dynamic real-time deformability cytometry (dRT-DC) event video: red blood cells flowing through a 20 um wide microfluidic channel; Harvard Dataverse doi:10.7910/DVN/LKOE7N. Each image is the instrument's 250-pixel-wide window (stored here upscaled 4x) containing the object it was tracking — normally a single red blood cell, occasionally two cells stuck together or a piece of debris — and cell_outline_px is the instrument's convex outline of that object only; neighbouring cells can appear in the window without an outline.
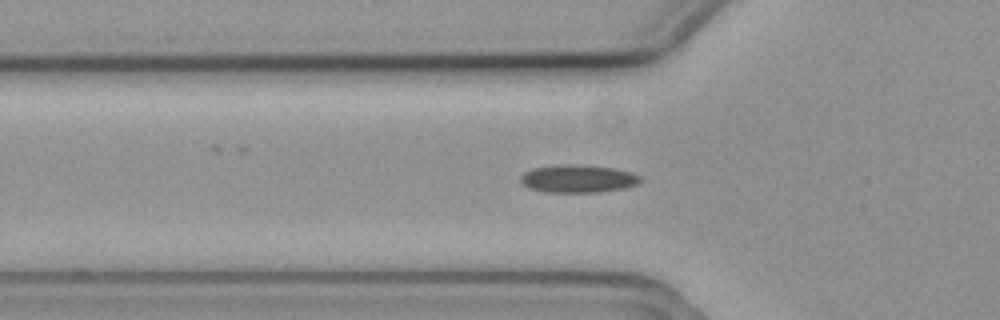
{"species": "common noctule bat (a hibernating species)", "species_latin": "Nyctalus noctula", "temperature_condition": "cold", "stored_images_in_passage": 39, "camera_frame_rate_fps": 3000, "um_per_image_px": 0.085, "animal": {"sex": "female", "body_mass_g": 19.3, "forearm_length_mm": 54.1}, "frame": {"image": 1, "passage_image": 7, "time_ms": 2.0, "image_size_px": [1000, 320], "cell_outline_px": [[640, 180], [636, 184], [624, 188], [600, 192], [544, 192], [528, 188], [520, 184], [520, 176], [524, 172], [532, 168], [560, 164], [572, 164], [612, 168], [632, 172], [640, 176]], "centroid_in_image_um": [49.06, 15.19], "position_along_channel_um": 76.7, "area_um2": 19.48}}
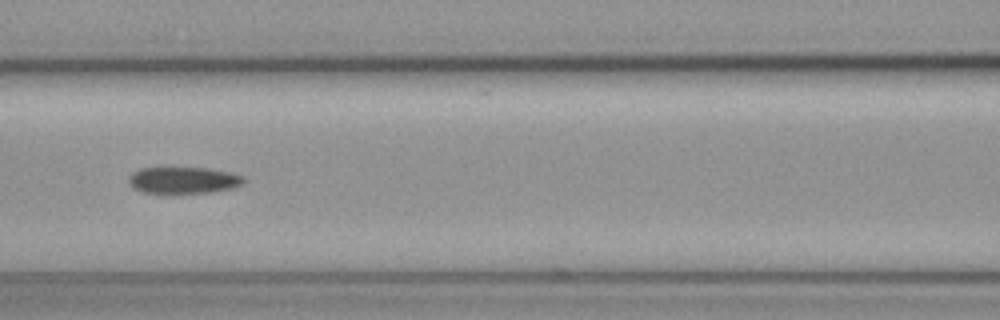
{"frame": {"image": 2, "passage_image": 13, "time_ms": 4.0, "image_size_px": [1000, 320], "cell_outline_px": [[244, 184], [232, 188], [208, 192], [144, 192], [136, 188], [128, 180], [132, 172], [140, 168], [208, 168], [228, 172], [244, 176]], "centroid_in_image_um": [15.63, 15.3], "position_along_channel_um": 151.0, "area_um2": 17.34}}
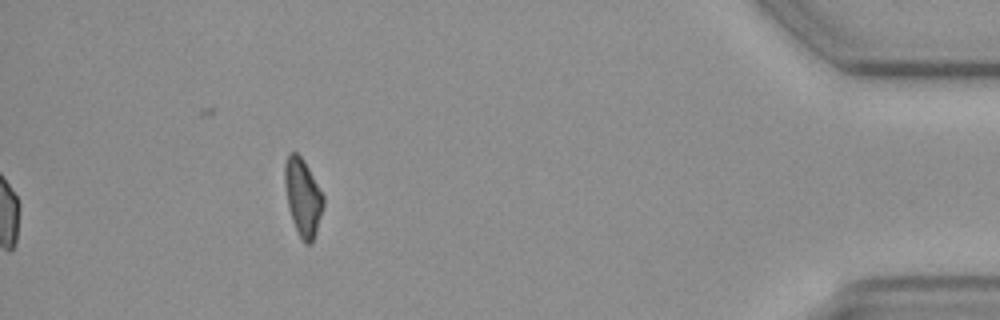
{"frame": {"image": 3, "passage_image": 39, "time_ms": 12.667, "image_size_px": [1000, 320], "cell_outline_px": [[324, 204], [316, 232], [312, 244], [304, 244], [292, 220], [288, 204], [284, 180], [284, 164], [288, 152], [296, 152], [304, 160], [324, 196]], "centroid_in_image_um": [25.74, 16.74], "position_along_channel_um": 409.5, "area_um2": 17.28}}